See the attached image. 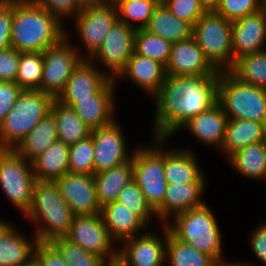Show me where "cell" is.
Segmentation results:
<instances>
[{
    "label": "cell",
    "mask_w": 266,
    "mask_h": 266,
    "mask_svg": "<svg viewBox=\"0 0 266 266\" xmlns=\"http://www.w3.org/2000/svg\"><path fill=\"white\" fill-rule=\"evenodd\" d=\"M259 10L260 0H222L215 13L233 22Z\"/></svg>",
    "instance_id": "42"
},
{
    "label": "cell",
    "mask_w": 266,
    "mask_h": 266,
    "mask_svg": "<svg viewBox=\"0 0 266 266\" xmlns=\"http://www.w3.org/2000/svg\"><path fill=\"white\" fill-rule=\"evenodd\" d=\"M217 102L228 119L266 125V89L241 81L231 71H220Z\"/></svg>",
    "instance_id": "6"
},
{
    "label": "cell",
    "mask_w": 266,
    "mask_h": 266,
    "mask_svg": "<svg viewBox=\"0 0 266 266\" xmlns=\"http://www.w3.org/2000/svg\"><path fill=\"white\" fill-rule=\"evenodd\" d=\"M233 66L242 56L266 50V17L261 10L232 22Z\"/></svg>",
    "instance_id": "20"
},
{
    "label": "cell",
    "mask_w": 266,
    "mask_h": 266,
    "mask_svg": "<svg viewBox=\"0 0 266 266\" xmlns=\"http://www.w3.org/2000/svg\"><path fill=\"white\" fill-rule=\"evenodd\" d=\"M151 139L150 144L135 147L133 180L142 190L147 203L156 211L163 204L168 184L164 174V139Z\"/></svg>",
    "instance_id": "7"
},
{
    "label": "cell",
    "mask_w": 266,
    "mask_h": 266,
    "mask_svg": "<svg viewBox=\"0 0 266 266\" xmlns=\"http://www.w3.org/2000/svg\"><path fill=\"white\" fill-rule=\"evenodd\" d=\"M94 180L100 207L115 202L119 192L133 180V155L121 165L94 174Z\"/></svg>",
    "instance_id": "29"
},
{
    "label": "cell",
    "mask_w": 266,
    "mask_h": 266,
    "mask_svg": "<svg viewBox=\"0 0 266 266\" xmlns=\"http://www.w3.org/2000/svg\"><path fill=\"white\" fill-rule=\"evenodd\" d=\"M21 266H41L38 257L33 254Z\"/></svg>",
    "instance_id": "53"
},
{
    "label": "cell",
    "mask_w": 266,
    "mask_h": 266,
    "mask_svg": "<svg viewBox=\"0 0 266 266\" xmlns=\"http://www.w3.org/2000/svg\"><path fill=\"white\" fill-rule=\"evenodd\" d=\"M66 25L33 0H13L11 47L22 52H44L65 37Z\"/></svg>",
    "instance_id": "2"
},
{
    "label": "cell",
    "mask_w": 266,
    "mask_h": 266,
    "mask_svg": "<svg viewBox=\"0 0 266 266\" xmlns=\"http://www.w3.org/2000/svg\"><path fill=\"white\" fill-rule=\"evenodd\" d=\"M208 183L168 184L163 204L155 211L159 224H166L175 215L203 206Z\"/></svg>",
    "instance_id": "23"
},
{
    "label": "cell",
    "mask_w": 266,
    "mask_h": 266,
    "mask_svg": "<svg viewBox=\"0 0 266 266\" xmlns=\"http://www.w3.org/2000/svg\"><path fill=\"white\" fill-rule=\"evenodd\" d=\"M58 140L54 115L49 112L29 132L15 149L27 161H32Z\"/></svg>",
    "instance_id": "31"
},
{
    "label": "cell",
    "mask_w": 266,
    "mask_h": 266,
    "mask_svg": "<svg viewBox=\"0 0 266 266\" xmlns=\"http://www.w3.org/2000/svg\"><path fill=\"white\" fill-rule=\"evenodd\" d=\"M260 10L266 17V0H260Z\"/></svg>",
    "instance_id": "56"
},
{
    "label": "cell",
    "mask_w": 266,
    "mask_h": 266,
    "mask_svg": "<svg viewBox=\"0 0 266 266\" xmlns=\"http://www.w3.org/2000/svg\"><path fill=\"white\" fill-rule=\"evenodd\" d=\"M64 238L89 253L99 255L111 266L118 257V246L111 239L101 214L75 215Z\"/></svg>",
    "instance_id": "12"
},
{
    "label": "cell",
    "mask_w": 266,
    "mask_h": 266,
    "mask_svg": "<svg viewBox=\"0 0 266 266\" xmlns=\"http://www.w3.org/2000/svg\"><path fill=\"white\" fill-rule=\"evenodd\" d=\"M64 258L68 266H111L105 259L82 249L64 237L49 242Z\"/></svg>",
    "instance_id": "39"
},
{
    "label": "cell",
    "mask_w": 266,
    "mask_h": 266,
    "mask_svg": "<svg viewBox=\"0 0 266 266\" xmlns=\"http://www.w3.org/2000/svg\"><path fill=\"white\" fill-rule=\"evenodd\" d=\"M69 172L94 175V143L91 136L69 145Z\"/></svg>",
    "instance_id": "41"
},
{
    "label": "cell",
    "mask_w": 266,
    "mask_h": 266,
    "mask_svg": "<svg viewBox=\"0 0 266 266\" xmlns=\"http://www.w3.org/2000/svg\"><path fill=\"white\" fill-rule=\"evenodd\" d=\"M164 5L177 18L190 23L192 26L206 13L200 0H167Z\"/></svg>",
    "instance_id": "43"
},
{
    "label": "cell",
    "mask_w": 266,
    "mask_h": 266,
    "mask_svg": "<svg viewBox=\"0 0 266 266\" xmlns=\"http://www.w3.org/2000/svg\"><path fill=\"white\" fill-rule=\"evenodd\" d=\"M266 141V125L262 122L228 119L225 138L218 151L227 160L236 151L248 145Z\"/></svg>",
    "instance_id": "26"
},
{
    "label": "cell",
    "mask_w": 266,
    "mask_h": 266,
    "mask_svg": "<svg viewBox=\"0 0 266 266\" xmlns=\"http://www.w3.org/2000/svg\"><path fill=\"white\" fill-rule=\"evenodd\" d=\"M111 78L101 71L90 59H83L70 76L65 89L56 98L66 106L78 99L97 94Z\"/></svg>",
    "instance_id": "21"
},
{
    "label": "cell",
    "mask_w": 266,
    "mask_h": 266,
    "mask_svg": "<svg viewBox=\"0 0 266 266\" xmlns=\"http://www.w3.org/2000/svg\"><path fill=\"white\" fill-rule=\"evenodd\" d=\"M41 266H68L64 258L49 242H38L34 249Z\"/></svg>",
    "instance_id": "49"
},
{
    "label": "cell",
    "mask_w": 266,
    "mask_h": 266,
    "mask_svg": "<svg viewBox=\"0 0 266 266\" xmlns=\"http://www.w3.org/2000/svg\"><path fill=\"white\" fill-rule=\"evenodd\" d=\"M135 31L118 20L107 33L102 46L90 58L111 79L119 76L134 53Z\"/></svg>",
    "instance_id": "13"
},
{
    "label": "cell",
    "mask_w": 266,
    "mask_h": 266,
    "mask_svg": "<svg viewBox=\"0 0 266 266\" xmlns=\"http://www.w3.org/2000/svg\"><path fill=\"white\" fill-rule=\"evenodd\" d=\"M118 119L91 130L94 143V174L121 165L132 158L135 146L130 149ZM130 152V153H129Z\"/></svg>",
    "instance_id": "14"
},
{
    "label": "cell",
    "mask_w": 266,
    "mask_h": 266,
    "mask_svg": "<svg viewBox=\"0 0 266 266\" xmlns=\"http://www.w3.org/2000/svg\"><path fill=\"white\" fill-rule=\"evenodd\" d=\"M219 266H258V265H256V264H254L253 262H246V261H240V260H238V262L237 261H234V260H232V261H226V262H223V263H221V264H219Z\"/></svg>",
    "instance_id": "51"
},
{
    "label": "cell",
    "mask_w": 266,
    "mask_h": 266,
    "mask_svg": "<svg viewBox=\"0 0 266 266\" xmlns=\"http://www.w3.org/2000/svg\"><path fill=\"white\" fill-rule=\"evenodd\" d=\"M35 183L30 161L15 149H0V189L22 218L31 208Z\"/></svg>",
    "instance_id": "8"
},
{
    "label": "cell",
    "mask_w": 266,
    "mask_h": 266,
    "mask_svg": "<svg viewBox=\"0 0 266 266\" xmlns=\"http://www.w3.org/2000/svg\"><path fill=\"white\" fill-rule=\"evenodd\" d=\"M12 224V222L10 223V221H6L4 219H0V234L7 229L10 225Z\"/></svg>",
    "instance_id": "54"
},
{
    "label": "cell",
    "mask_w": 266,
    "mask_h": 266,
    "mask_svg": "<svg viewBox=\"0 0 266 266\" xmlns=\"http://www.w3.org/2000/svg\"><path fill=\"white\" fill-rule=\"evenodd\" d=\"M74 214L60 194L56 181H36L30 210L24 219L33 225L37 242H50L64 237L73 222Z\"/></svg>",
    "instance_id": "3"
},
{
    "label": "cell",
    "mask_w": 266,
    "mask_h": 266,
    "mask_svg": "<svg viewBox=\"0 0 266 266\" xmlns=\"http://www.w3.org/2000/svg\"><path fill=\"white\" fill-rule=\"evenodd\" d=\"M100 214L111 239L117 245L149 229L138 216L117 201L103 206Z\"/></svg>",
    "instance_id": "25"
},
{
    "label": "cell",
    "mask_w": 266,
    "mask_h": 266,
    "mask_svg": "<svg viewBox=\"0 0 266 266\" xmlns=\"http://www.w3.org/2000/svg\"><path fill=\"white\" fill-rule=\"evenodd\" d=\"M222 0H200L201 5L206 12H215Z\"/></svg>",
    "instance_id": "50"
},
{
    "label": "cell",
    "mask_w": 266,
    "mask_h": 266,
    "mask_svg": "<svg viewBox=\"0 0 266 266\" xmlns=\"http://www.w3.org/2000/svg\"><path fill=\"white\" fill-rule=\"evenodd\" d=\"M192 37L218 71L233 68L231 21L215 12H206L194 24Z\"/></svg>",
    "instance_id": "9"
},
{
    "label": "cell",
    "mask_w": 266,
    "mask_h": 266,
    "mask_svg": "<svg viewBox=\"0 0 266 266\" xmlns=\"http://www.w3.org/2000/svg\"><path fill=\"white\" fill-rule=\"evenodd\" d=\"M116 201L125 205L130 211H132L136 216H138L148 227H150L149 225L153 223L154 220L156 219L158 220V218H156L157 216L155 211L147 203L142 190L134 180H132L119 192Z\"/></svg>",
    "instance_id": "40"
},
{
    "label": "cell",
    "mask_w": 266,
    "mask_h": 266,
    "mask_svg": "<svg viewBox=\"0 0 266 266\" xmlns=\"http://www.w3.org/2000/svg\"><path fill=\"white\" fill-rule=\"evenodd\" d=\"M214 213L206 202L175 215L166 225L176 239L212 256L221 264L228 260L223 255V232Z\"/></svg>",
    "instance_id": "4"
},
{
    "label": "cell",
    "mask_w": 266,
    "mask_h": 266,
    "mask_svg": "<svg viewBox=\"0 0 266 266\" xmlns=\"http://www.w3.org/2000/svg\"><path fill=\"white\" fill-rule=\"evenodd\" d=\"M123 0H107L108 5L117 6L119 5Z\"/></svg>",
    "instance_id": "57"
},
{
    "label": "cell",
    "mask_w": 266,
    "mask_h": 266,
    "mask_svg": "<svg viewBox=\"0 0 266 266\" xmlns=\"http://www.w3.org/2000/svg\"><path fill=\"white\" fill-rule=\"evenodd\" d=\"M172 43L164 38L150 33L146 29L135 31L134 51L137 54L156 60L165 67L170 58Z\"/></svg>",
    "instance_id": "36"
},
{
    "label": "cell",
    "mask_w": 266,
    "mask_h": 266,
    "mask_svg": "<svg viewBox=\"0 0 266 266\" xmlns=\"http://www.w3.org/2000/svg\"><path fill=\"white\" fill-rule=\"evenodd\" d=\"M164 139V174L167 184L208 183L203 168L190 147H174Z\"/></svg>",
    "instance_id": "18"
},
{
    "label": "cell",
    "mask_w": 266,
    "mask_h": 266,
    "mask_svg": "<svg viewBox=\"0 0 266 266\" xmlns=\"http://www.w3.org/2000/svg\"><path fill=\"white\" fill-rule=\"evenodd\" d=\"M255 228V229H254ZM253 228L248 237V245L253 257L266 266V220H262Z\"/></svg>",
    "instance_id": "47"
},
{
    "label": "cell",
    "mask_w": 266,
    "mask_h": 266,
    "mask_svg": "<svg viewBox=\"0 0 266 266\" xmlns=\"http://www.w3.org/2000/svg\"><path fill=\"white\" fill-rule=\"evenodd\" d=\"M219 262L193 246L176 239L166 230L165 266H219Z\"/></svg>",
    "instance_id": "34"
},
{
    "label": "cell",
    "mask_w": 266,
    "mask_h": 266,
    "mask_svg": "<svg viewBox=\"0 0 266 266\" xmlns=\"http://www.w3.org/2000/svg\"><path fill=\"white\" fill-rule=\"evenodd\" d=\"M65 27V37L43 52V77L39 90L57 98L65 89L75 68L84 59L72 39V31Z\"/></svg>",
    "instance_id": "10"
},
{
    "label": "cell",
    "mask_w": 266,
    "mask_h": 266,
    "mask_svg": "<svg viewBox=\"0 0 266 266\" xmlns=\"http://www.w3.org/2000/svg\"><path fill=\"white\" fill-rule=\"evenodd\" d=\"M228 117L217 102L210 109L192 117L179 131L186 130L197 142L219 151L222 147Z\"/></svg>",
    "instance_id": "24"
},
{
    "label": "cell",
    "mask_w": 266,
    "mask_h": 266,
    "mask_svg": "<svg viewBox=\"0 0 266 266\" xmlns=\"http://www.w3.org/2000/svg\"><path fill=\"white\" fill-rule=\"evenodd\" d=\"M145 29L171 43L189 39L193 33V26L173 15L165 5L155 8Z\"/></svg>",
    "instance_id": "32"
},
{
    "label": "cell",
    "mask_w": 266,
    "mask_h": 266,
    "mask_svg": "<svg viewBox=\"0 0 266 266\" xmlns=\"http://www.w3.org/2000/svg\"><path fill=\"white\" fill-rule=\"evenodd\" d=\"M55 98L40 90H23L0 124V149H16L49 112Z\"/></svg>",
    "instance_id": "5"
},
{
    "label": "cell",
    "mask_w": 266,
    "mask_h": 266,
    "mask_svg": "<svg viewBox=\"0 0 266 266\" xmlns=\"http://www.w3.org/2000/svg\"><path fill=\"white\" fill-rule=\"evenodd\" d=\"M157 6L152 0H123L117 5L118 20L135 30L145 29Z\"/></svg>",
    "instance_id": "38"
},
{
    "label": "cell",
    "mask_w": 266,
    "mask_h": 266,
    "mask_svg": "<svg viewBox=\"0 0 266 266\" xmlns=\"http://www.w3.org/2000/svg\"><path fill=\"white\" fill-rule=\"evenodd\" d=\"M23 89L16 82H0V124L12 109Z\"/></svg>",
    "instance_id": "48"
},
{
    "label": "cell",
    "mask_w": 266,
    "mask_h": 266,
    "mask_svg": "<svg viewBox=\"0 0 266 266\" xmlns=\"http://www.w3.org/2000/svg\"><path fill=\"white\" fill-rule=\"evenodd\" d=\"M112 266H128V265L118 256Z\"/></svg>",
    "instance_id": "55"
},
{
    "label": "cell",
    "mask_w": 266,
    "mask_h": 266,
    "mask_svg": "<svg viewBox=\"0 0 266 266\" xmlns=\"http://www.w3.org/2000/svg\"><path fill=\"white\" fill-rule=\"evenodd\" d=\"M227 160L228 167L231 166L241 177L254 182L266 180V141L248 145Z\"/></svg>",
    "instance_id": "28"
},
{
    "label": "cell",
    "mask_w": 266,
    "mask_h": 266,
    "mask_svg": "<svg viewBox=\"0 0 266 266\" xmlns=\"http://www.w3.org/2000/svg\"><path fill=\"white\" fill-rule=\"evenodd\" d=\"M82 8L88 6L103 5L107 3V0H78Z\"/></svg>",
    "instance_id": "52"
},
{
    "label": "cell",
    "mask_w": 266,
    "mask_h": 266,
    "mask_svg": "<svg viewBox=\"0 0 266 266\" xmlns=\"http://www.w3.org/2000/svg\"><path fill=\"white\" fill-rule=\"evenodd\" d=\"M42 8L54 14L66 26V22L74 18L83 8L78 0H33ZM66 21V22H65Z\"/></svg>",
    "instance_id": "44"
},
{
    "label": "cell",
    "mask_w": 266,
    "mask_h": 266,
    "mask_svg": "<svg viewBox=\"0 0 266 266\" xmlns=\"http://www.w3.org/2000/svg\"><path fill=\"white\" fill-rule=\"evenodd\" d=\"M12 224L0 234V266H21L34 254L37 242L34 232L28 235ZM33 233V234H32Z\"/></svg>",
    "instance_id": "27"
},
{
    "label": "cell",
    "mask_w": 266,
    "mask_h": 266,
    "mask_svg": "<svg viewBox=\"0 0 266 266\" xmlns=\"http://www.w3.org/2000/svg\"><path fill=\"white\" fill-rule=\"evenodd\" d=\"M218 82L219 75H167L151 100L155 109L150 138L172 139L192 117L215 105Z\"/></svg>",
    "instance_id": "1"
},
{
    "label": "cell",
    "mask_w": 266,
    "mask_h": 266,
    "mask_svg": "<svg viewBox=\"0 0 266 266\" xmlns=\"http://www.w3.org/2000/svg\"><path fill=\"white\" fill-rule=\"evenodd\" d=\"M157 227L160 230L151 227L140 235L124 240L118 245V256L128 266H165L168 226L160 224Z\"/></svg>",
    "instance_id": "15"
},
{
    "label": "cell",
    "mask_w": 266,
    "mask_h": 266,
    "mask_svg": "<svg viewBox=\"0 0 266 266\" xmlns=\"http://www.w3.org/2000/svg\"><path fill=\"white\" fill-rule=\"evenodd\" d=\"M117 84L115 79H111L97 94L78 99L71 106L91 130L106 126L117 118Z\"/></svg>",
    "instance_id": "17"
},
{
    "label": "cell",
    "mask_w": 266,
    "mask_h": 266,
    "mask_svg": "<svg viewBox=\"0 0 266 266\" xmlns=\"http://www.w3.org/2000/svg\"><path fill=\"white\" fill-rule=\"evenodd\" d=\"M50 112L55 117L59 141L71 145L90 136L91 129L79 118L70 106L62 104L55 98L52 102Z\"/></svg>",
    "instance_id": "33"
},
{
    "label": "cell",
    "mask_w": 266,
    "mask_h": 266,
    "mask_svg": "<svg viewBox=\"0 0 266 266\" xmlns=\"http://www.w3.org/2000/svg\"><path fill=\"white\" fill-rule=\"evenodd\" d=\"M43 77V52H22L16 83L23 90H39Z\"/></svg>",
    "instance_id": "37"
},
{
    "label": "cell",
    "mask_w": 266,
    "mask_h": 266,
    "mask_svg": "<svg viewBox=\"0 0 266 266\" xmlns=\"http://www.w3.org/2000/svg\"><path fill=\"white\" fill-rule=\"evenodd\" d=\"M166 75H220V71L208 61L195 39L191 37L172 43Z\"/></svg>",
    "instance_id": "19"
},
{
    "label": "cell",
    "mask_w": 266,
    "mask_h": 266,
    "mask_svg": "<svg viewBox=\"0 0 266 266\" xmlns=\"http://www.w3.org/2000/svg\"><path fill=\"white\" fill-rule=\"evenodd\" d=\"M70 21L73 22L72 29L74 28V35L80 43L79 48L75 44L74 46L84 59H90L102 46L113 24L118 21L117 6L103 4L84 7Z\"/></svg>",
    "instance_id": "11"
},
{
    "label": "cell",
    "mask_w": 266,
    "mask_h": 266,
    "mask_svg": "<svg viewBox=\"0 0 266 266\" xmlns=\"http://www.w3.org/2000/svg\"><path fill=\"white\" fill-rule=\"evenodd\" d=\"M13 0H0V51L11 47Z\"/></svg>",
    "instance_id": "46"
},
{
    "label": "cell",
    "mask_w": 266,
    "mask_h": 266,
    "mask_svg": "<svg viewBox=\"0 0 266 266\" xmlns=\"http://www.w3.org/2000/svg\"><path fill=\"white\" fill-rule=\"evenodd\" d=\"M60 194L74 215H97L101 207L97 200L94 175L65 173L56 180Z\"/></svg>",
    "instance_id": "16"
},
{
    "label": "cell",
    "mask_w": 266,
    "mask_h": 266,
    "mask_svg": "<svg viewBox=\"0 0 266 266\" xmlns=\"http://www.w3.org/2000/svg\"><path fill=\"white\" fill-rule=\"evenodd\" d=\"M154 1L157 5H164L167 0H152Z\"/></svg>",
    "instance_id": "58"
},
{
    "label": "cell",
    "mask_w": 266,
    "mask_h": 266,
    "mask_svg": "<svg viewBox=\"0 0 266 266\" xmlns=\"http://www.w3.org/2000/svg\"><path fill=\"white\" fill-rule=\"evenodd\" d=\"M166 67L160 62L135 51L129 58L126 68L115 79V82L126 80L151 99L160 91L166 79Z\"/></svg>",
    "instance_id": "22"
},
{
    "label": "cell",
    "mask_w": 266,
    "mask_h": 266,
    "mask_svg": "<svg viewBox=\"0 0 266 266\" xmlns=\"http://www.w3.org/2000/svg\"><path fill=\"white\" fill-rule=\"evenodd\" d=\"M20 52L10 47L0 51V82H15Z\"/></svg>",
    "instance_id": "45"
},
{
    "label": "cell",
    "mask_w": 266,
    "mask_h": 266,
    "mask_svg": "<svg viewBox=\"0 0 266 266\" xmlns=\"http://www.w3.org/2000/svg\"><path fill=\"white\" fill-rule=\"evenodd\" d=\"M69 145L57 140L31 161L36 181H56L69 172Z\"/></svg>",
    "instance_id": "30"
},
{
    "label": "cell",
    "mask_w": 266,
    "mask_h": 266,
    "mask_svg": "<svg viewBox=\"0 0 266 266\" xmlns=\"http://www.w3.org/2000/svg\"><path fill=\"white\" fill-rule=\"evenodd\" d=\"M230 71L241 81L266 89V50L242 56Z\"/></svg>",
    "instance_id": "35"
}]
</instances>
